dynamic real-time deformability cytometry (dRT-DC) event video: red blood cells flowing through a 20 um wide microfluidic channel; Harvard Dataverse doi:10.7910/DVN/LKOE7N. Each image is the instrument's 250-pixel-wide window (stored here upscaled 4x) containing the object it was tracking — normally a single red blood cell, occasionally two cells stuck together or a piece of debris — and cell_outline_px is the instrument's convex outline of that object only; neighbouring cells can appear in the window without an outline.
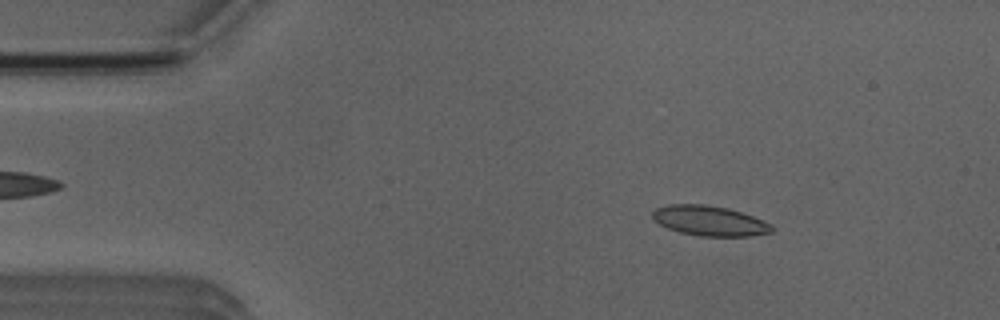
{"species": "Egyptian fruit bat (a non-hibernating species)", "species_latin": "Rousettus aegyptiacus", "temperature_condition": "room temperature", "stored_images_in_passage": 50, "camera_frame_rate_fps": 3000, "um_per_image_px": 0.085, "animal": {"sex": "male"}, "frame": {"image": 1, "passage_image": 6, "time_ms": 1.667, "image_size_px": [1000, 320], "cell_outline_px": [[772, 232], [748, 236], [700, 236], [680, 232], [668, 228], [652, 220], [652, 212], [656, 208], [668, 204], [704, 204], [728, 208], [764, 220], [772, 224]], "centroid_in_image_um": [60.29, 18.76], "position_along_channel_um": 24.7, "area_um2": 20.87}}
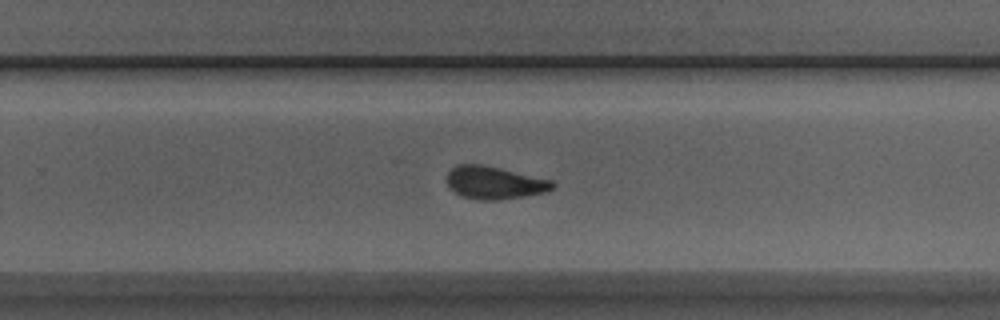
{"frame": {"image": 2, "passage_image": 31, "time_ms": 10.0, "image_size_px": [1000, 320], "cell_outline_px": [[556, 188], [548, 192], [500, 200], [480, 200], [464, 196], [456, 192], [448, 184], [448, 172], [456, 164], [480, 164], [500, 168], [552, 180], [556, 184]], "centroid_in_image_um": [42.09, 15.53], "position_along_channel_um": 287.7, "area_um2": 20.06}}
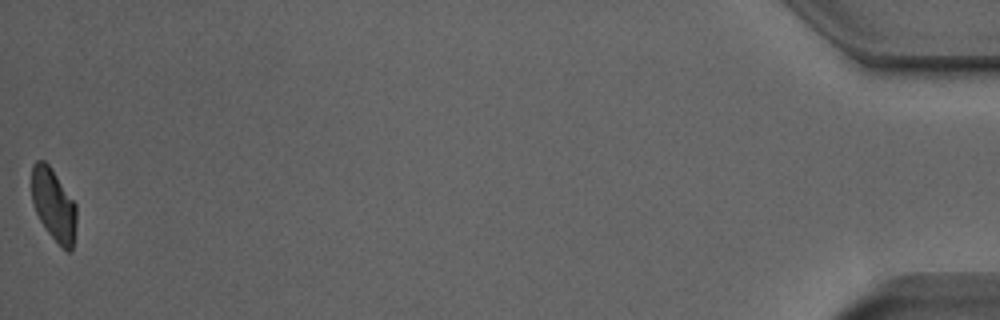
{"frame": {"image": 3, "passage_image": 50, "time_ms": 16.333, "image_size_px": [1000, 320], "cell_outline_px": [[76, 224], [72, 252], [68, 252], [48, 232], [40, 220], [36, 212], [32, 200], [32, 164], [36, 160], [44, 160], [52, 168], [76, 204]], "centroid_in_image_um": [4.56, 17.38], "position_along_channel_um": 430.6, "area_um2": 18.73}, "authors_computed_cell_mechanics": {"area_um2": 20.4612, "velocity_mm_per_s": 3.9225, "shape_relaxation_time_tau1_ms": 9.6616, "shape_relaxation_time_tau2_ms": 1.4599, "deformation_change_tau1": 0.211, "deformation_change_tau2": 0.0719}}